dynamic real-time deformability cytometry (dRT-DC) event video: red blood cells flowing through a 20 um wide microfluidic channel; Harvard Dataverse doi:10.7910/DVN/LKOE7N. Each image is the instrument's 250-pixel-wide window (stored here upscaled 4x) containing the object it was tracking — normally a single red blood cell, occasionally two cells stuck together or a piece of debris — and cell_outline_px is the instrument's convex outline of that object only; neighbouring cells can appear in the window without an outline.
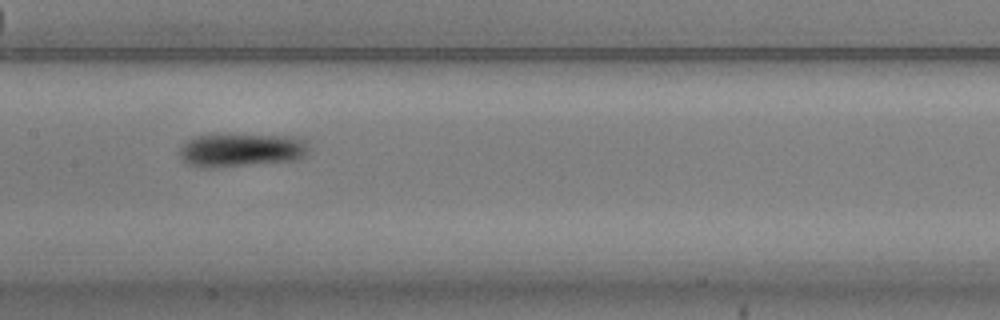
{"species": "common noctule bat (a hibernating species)", "species_latin": "Nyctalus noctula", "temperature_condition": "warm", "stored_images_in_passage": 10, "camera_frame_rate_fps": 3000, "um_per_image_px": 0.085, "animal": {"sex": "male", "body_mass_g": 20.5, "forearm_length_mm": 52.5}, "frame": {"image": 1, "passage_image": 4, "time_ms": 1.0, "image_size_px": [1000, 320], "cell_outline_px": [[308, 152], [304, 156], [296, 160], [216, 168], [196, 168], [188, 164], [176, 152], [192, 136], [216, 132], [296, 136], [304, 140], [308, 144]], "centroid_in_image_um": [20.45, 12.72], "position_along_channel_um": 186.9, "area_um2": 26.53}}
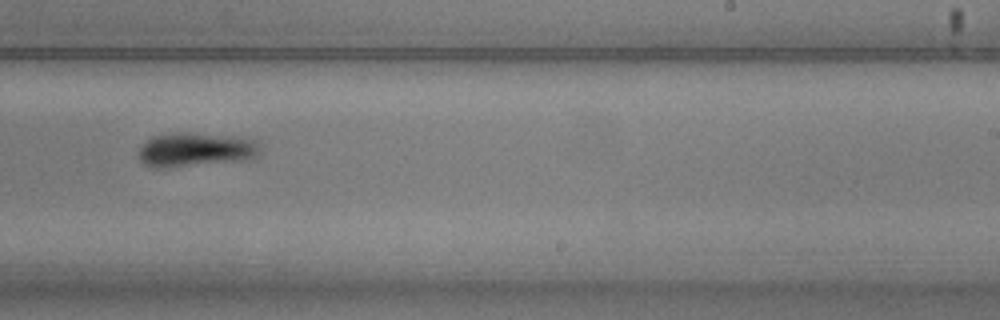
{"frame": {"image": 2, "passage_image": 6, "time_ms": 1.667, "image_size_px": [1000, 320], "cell_outline_px": [[260, 148], [256, 156], [248, 160], [160, 168], [152, 168], [144, 164], [140, 160], [136, 152], [152, 136], [168, 132], [188, 132], [248, 136], [256, 140], [260, 144]], "centroid_in_image_um": [16.66, 12.69], "position_along_channel_um": 272.3, "area_um2": 24.91}}
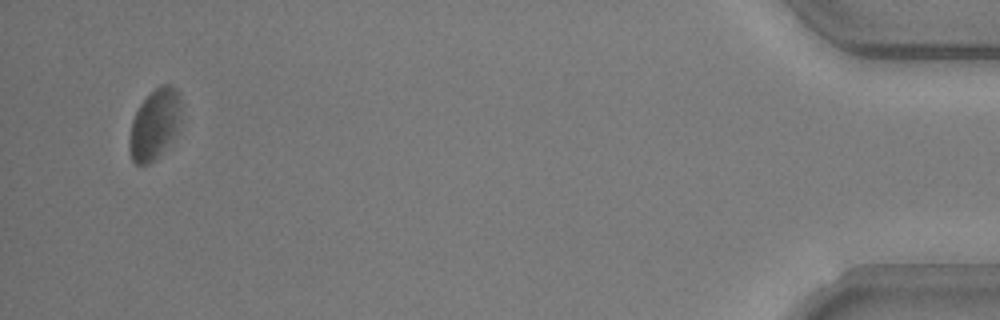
{"frame": {"image": 3, "passage_image": 10, "time_ms": 3.0, "image_size_px": [1000, 320], "cell_outline_px": [[180, 124], [176, 132], [160, 152], [148, 164], [136, 164], [132, 160], [128, 148], [128, 144], [132, 120], [140, 104], [160, 84], [172, 84], [176, 88], [180, 96]], "centroid_in_image_um": [13.13, 10.52], "position_along_channel_um": 422.1, "area_um2": 20.87}}